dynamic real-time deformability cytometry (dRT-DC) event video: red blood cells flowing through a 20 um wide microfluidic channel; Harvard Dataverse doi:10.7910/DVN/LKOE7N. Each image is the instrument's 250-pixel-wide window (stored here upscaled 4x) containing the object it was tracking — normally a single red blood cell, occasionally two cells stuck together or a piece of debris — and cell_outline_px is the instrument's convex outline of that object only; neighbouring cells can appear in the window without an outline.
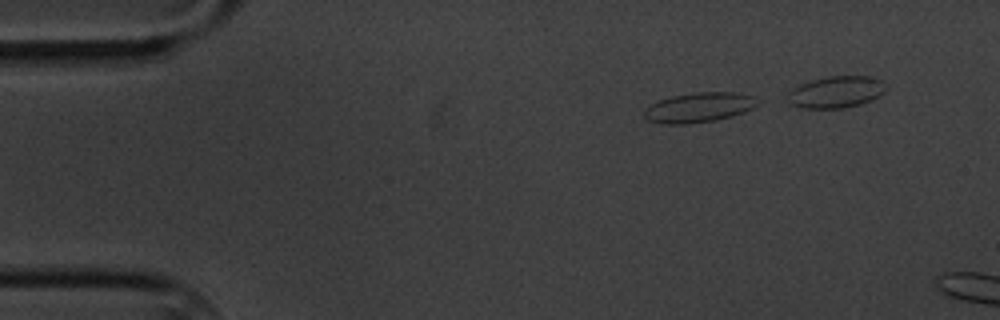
{"species": "common noctule bat (a hibernating species)", "species_latin": "Nyctalus noctula", "temperature_condition": "cold", "stored_images_in_passage": 2, "camera_frame_rate_fps": 3000, "um_per_image_px": 0.085, "animal": {"sex": "male", "body_mass_g": 20.1, "forearm_length_mm": 53.5}, "frame": {"image": 1, "passage_image": 1, "time_ms": 0.0, "image_size_px": [1000, 320], "cell_outline_px": [[756, 104], [752, 108], [744, 112], [732, 116], [716, 120], [684, 124], [660, 124], [648, 120], [644, 116], [644, 108], [660, 100], [672, 96], [692, 92], [732, 92], [756, 96]], "centroid_in_image_um": [59.38, 9.13], "position_along_channel_um": 25.6, "area_um2": 19.65}}